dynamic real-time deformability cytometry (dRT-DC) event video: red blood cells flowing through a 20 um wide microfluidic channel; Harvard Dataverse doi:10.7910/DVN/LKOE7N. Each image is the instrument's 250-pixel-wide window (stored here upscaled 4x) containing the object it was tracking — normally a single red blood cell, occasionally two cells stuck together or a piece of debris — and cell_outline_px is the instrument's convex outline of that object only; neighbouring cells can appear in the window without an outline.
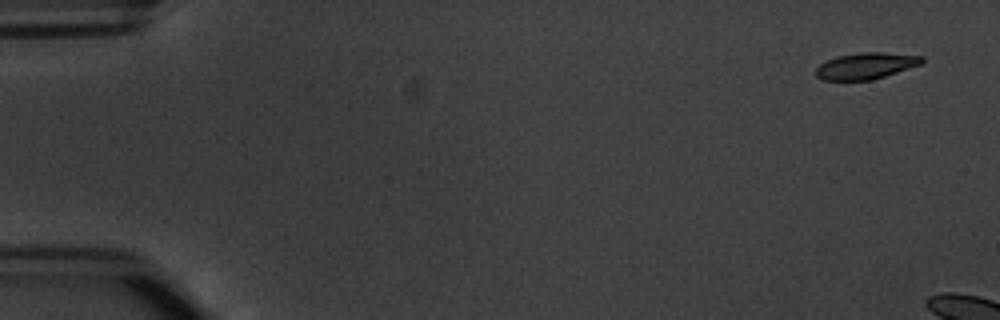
{"species": "common noctule bat (a hibernating species)", "species_latin": "Nyctalus noctula", "temperature_condition": "warm", "stored_images_in_passage": 4, "camera_frame_rate_fps": 3000, "um_per_image_px": 0.085, "animal": {"sex": "male", "body_mass_g": 20.1, "forearm_length_mm": 53.5}, "frame": {"image": 1, "passage_image": 1, "time_ms": 0.0, "image_size_px": [1000, 320], "cell_outline_px": [[924, 60], [920, 64], [872, 80], [824, 80], [816, 76], [816, 68], [820, 64], [836, 56], [860, 52], [884, 52], [924, 56]], "centroid_in_image_um": [73.59, 5.59], "position_along_channel_um": 11.4, "area_um2": 16.18}}